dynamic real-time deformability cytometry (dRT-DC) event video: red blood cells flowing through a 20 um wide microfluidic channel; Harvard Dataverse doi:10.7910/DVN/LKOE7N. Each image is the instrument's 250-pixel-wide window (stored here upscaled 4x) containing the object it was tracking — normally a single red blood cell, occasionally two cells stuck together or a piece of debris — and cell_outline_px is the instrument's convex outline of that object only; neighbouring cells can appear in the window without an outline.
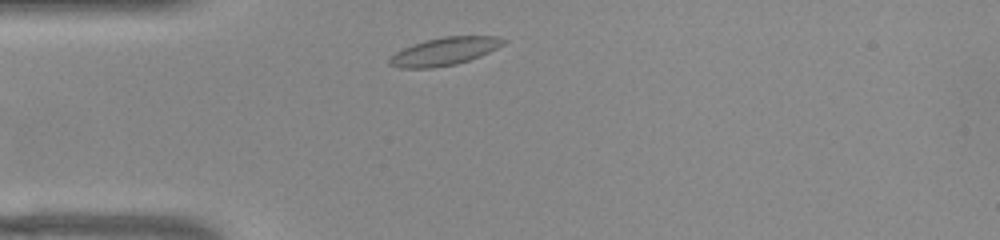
{"species": "common noctule bat (a hibernating species)", "species_latin": "Nyctalus noctula", "temperature_condition": "warm", "stored_images_in_passage": 33, "camera_frame_rate_fps": 3000, "um_per_image_px": 0.085, "animal": {"sex": "female", "body_mass_g": 22.0, "forearm_length_mm": 56.7}, "frame": {"image": 1, "passage_image": 2, "time_ms": 0.333, "image_size_px": [1000, 240], "cell_outline_px": [[508, 40], [504, 44], [480, 56], [456, 64], [432, 68], [400, 68], [388, 64], [388, 60], [396, 52], [412, 44], [424, 40], [444, 36], [500, 36]], "centroid_in_image_um": [37.78, 4.36], "position_along_channel_um": 47.2, "area_um2": 18.5}}
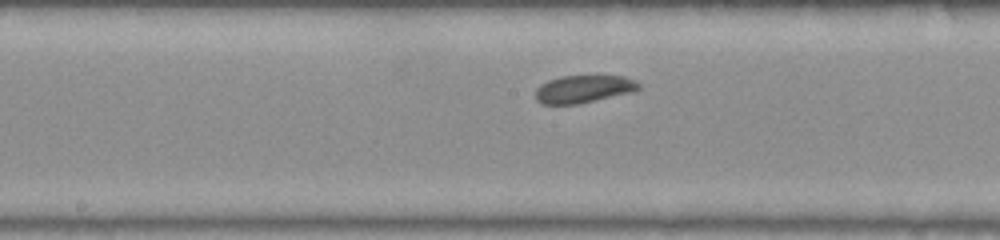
{"frame": {"image": 2, "passage_image": 15, "time_ms": 4.667, "image_size_px": [1000, 240], "cell_outline_px": [[640, 88], [636, 92], [580, 104], [544, 104], [536, 100], [536, 88], [540, 84], [548, 80], [560, 76], [624, 76], [636, 80], [640, 84]], "centroid_in_image_um": [49.65, 7.57], "position_along_channel_um": 198.6, "area_um2": 16.94}}
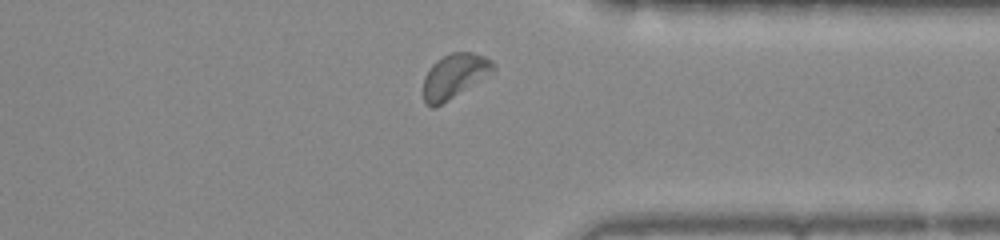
{"frame": {"image": 3, "passage_image": 29, "time_ms": 9.333, "image_size_px": [1000, 240], "cell_outline_px": [[496, 68], [492, 72], [436, 108], [432, 108], [424, 104], [424, 76], [432, 64], [436, 60], [452, 52], [472, 52], [484, 56], [492, 60], [496, 64]], "centroid_in_image_um": [38.61, 6.46], "position_along_channel_um": 372.8, "area_um2": 18.03}, "authors_computed_cell_mechanics": {"area_um2": 16.9932, "velocity_mm_per_s": 3.8134, "shape_relaxation_time_tau1_ms": 2.8448, "shape_relaxation_time_tau2_ms": 8.142, "deformation_change_tau1": 0.0593, "deformation_change_tau2": 0.1516}}